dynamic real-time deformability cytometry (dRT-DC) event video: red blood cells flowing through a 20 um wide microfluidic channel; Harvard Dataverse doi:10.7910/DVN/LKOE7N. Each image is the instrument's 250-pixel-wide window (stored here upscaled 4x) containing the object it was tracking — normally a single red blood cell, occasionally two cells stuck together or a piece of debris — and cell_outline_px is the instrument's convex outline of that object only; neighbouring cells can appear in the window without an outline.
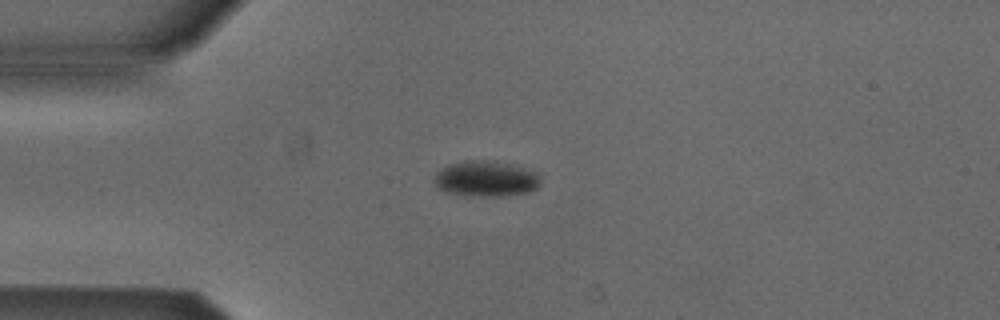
{"species": "Egyptian fruit bat (a non-hibernating species)", "species_latin": "Rousettus aegyptiacus", "temperature_condition": "cold", "stored_images_in_passage": 4, "camera_frame_rate_fps": 3000, "um_per_image_px": 0.085, "animal": {"sex": "male"}, "frame": {"image": 1, "passage_image": 2, "time_ms": 0.333, "image_size_px": [1000, 320], "cell_outline_px": [[540, 184], [536, 188], [528, 192], [496, 196], [472, 196], [444, 192], [436, 188], [432, 180], [436, 172], [448, 164], [464, 160], [496, 160], [512, 164], [540, 172]], "centroid_in_image_um": [41.28, 15.17], "position_along_channel_um": 43.7, "area_um2": 22.66}}
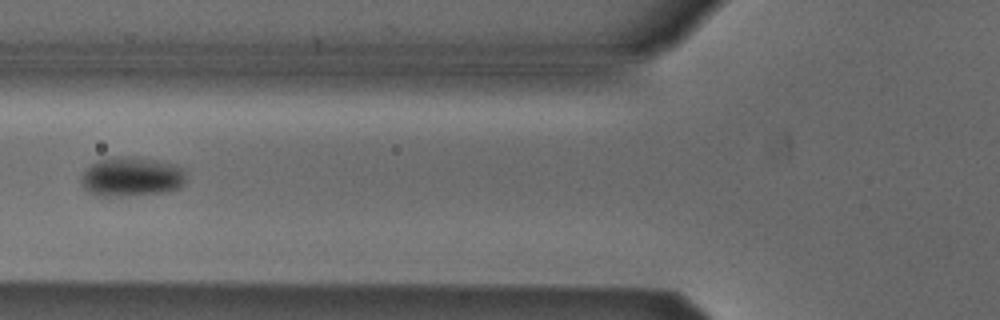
{"frame": {"image": 2, "passage_image": 4, "time_ms": 1.0, "image_size_px": [1000, 320], "cell_outline_px": [[184, 184], [180, 188], [164, 192], [124, 196], [100, 196], [88, 192], [80, 184], [80, 176], [84, 168], [96, 160], [116, 156], [148, 160], [168, 164], [180, 168], [184, 172]], "centroid_in_image_um": [11.06, 15.05], "position_along_channel_um": 114.7, "area_um2": 23.81}}